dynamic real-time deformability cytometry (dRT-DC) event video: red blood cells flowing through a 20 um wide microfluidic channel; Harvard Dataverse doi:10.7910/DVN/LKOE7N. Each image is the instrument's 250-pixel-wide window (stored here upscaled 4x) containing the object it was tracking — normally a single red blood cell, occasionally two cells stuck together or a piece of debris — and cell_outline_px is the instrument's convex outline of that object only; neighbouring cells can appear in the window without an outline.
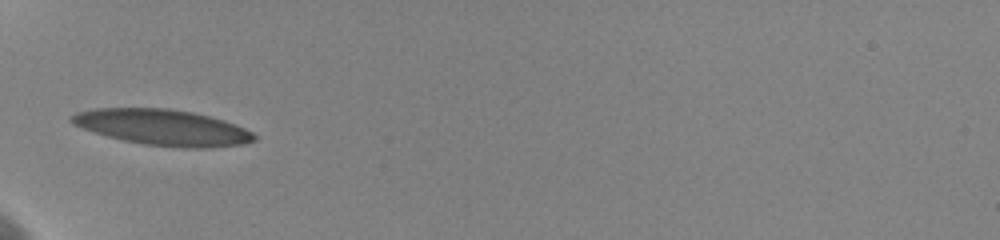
{"species": "human", "species_latin": "Homo sapiens", "temperature_condition": "cold", "stored_images_in_passage": 5, "camera_frame_rate_fps": 3000, "um_per_image_px": 0.085, "donor": {"sex": "female"}, "frame": {"image": 1, "passage_image": 1, "time_ms": 0.0, "image_size_px": [1000, 240], "cell_outline_px": [[256, 140], [244, 144], [208, 148], [184, 148], [144, 144], [124, 140], [108, 136], [72, 124], [68, 120], [68, 116], [76, 112], [96, 108], [168, 108], [192, 112], [224, 120], [236, 124], [252, 132], [256, 136]], "centroid_in_image_um": [13.83, 10.82], "position_along_channel_um": 71.2, "area_um2": 38.15}}